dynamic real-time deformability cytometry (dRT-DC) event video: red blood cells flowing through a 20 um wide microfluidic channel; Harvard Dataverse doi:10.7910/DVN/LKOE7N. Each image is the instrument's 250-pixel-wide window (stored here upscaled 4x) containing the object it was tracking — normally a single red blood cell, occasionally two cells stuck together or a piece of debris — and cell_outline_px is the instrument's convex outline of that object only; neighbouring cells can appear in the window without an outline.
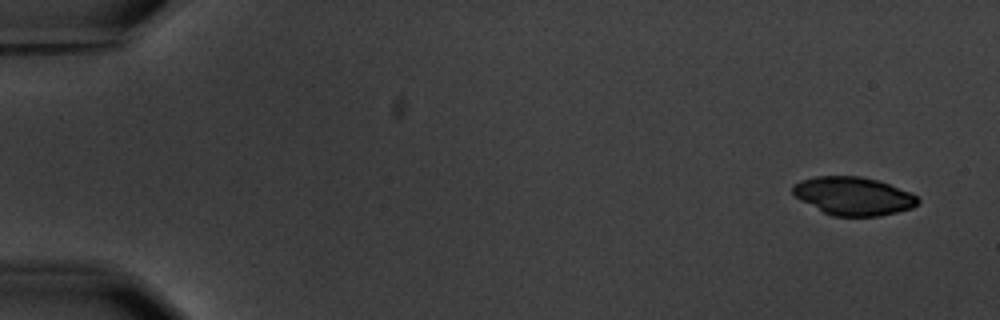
{"species": "common noctule bat (a hibernating species)", "species_latin": "Nyctalus noctula", "temperature_condition": "warm", "stored_images_in_passage": 5, "camera_frame_rate_fps": 3000, "um_per_image_px": 0.085, "animal": {"sex": "male", "body_mass_g": 20.1, "forearm_length_mm": 53.5}, "frame": {"image": 1, "passage_image": 1, "time_ms": 0.0, "image_size_px": [1000, 320], "cell_outline_px": [[920, 200], [912, 208], [880, 216], [832, 216], [800, 200], [792, 192], [792, 184], [800, 180], [816, 176], [860, 176], [880, 180], [908, 192], [916, 196]], "centroid_in_image_um": [72.51, 16.65], "position_along_channel_um": 12.5, "area_um2": 27.8}}